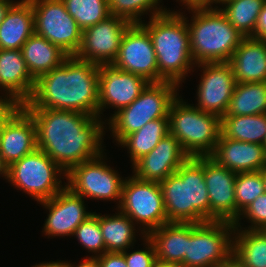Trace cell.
Segmentation results:
<instances>
[{"mask_svg":"<svg viewBox=\"0 0 266 267\" xmlns=\"http://www.w3.org/2000/svg\"><path fill=\"white\" fill-rule=\"evenodd\" d=\"M24 109L34 120L37 148L66 173L73 166L93 159L106 150L103 149L106 147L103 142L107 125L103 119L68 110Z\"/></svg>","mask_w":266,"mask_h":267,"instance_id":"1","label":"cell"},{"mask_svg":"<svg viewBox=\"0 0 266 267\" xmlns=\"http://www.w3.org/2000/svg\"><path fill=\"white\" fill-rule=\"evenodd\" d=\"M99 67L69 56L62 65L35 80L30 100L23 108L75 111L98 117Z\"/></svg>","mask_w":266,"mask_h":267,"instance_id":"2","label":"cell"},{"mask_svg":"<svg viewBox=\"0 0 266 267\" xmlns=\"http://www.w3.org/2000/svg\"><path fill=\"white\" fill-rule=\"evenodd\" d=\"M183 12L168 13L140 23L149 33L157 57L158 82L178 85L194 72L195 63L190 51L188 25ZM181 84V85H180Z\"/></svg>","mask_w":266,"mask_h":267,"instance_id":"3","label":"cell"},{"mask_svg":"<svg viewBox=\"0 0 266 267\" xmlns=\"http://www.w3.org/2000/svg\"><path fill=\"white\" fill-rule=\"evenodd\" d=\"M168 222L210 221V202L203 164L190 157L175 174L159 182Z\"/></svg>","mask_w":266,"mask_h":267,"instance_id":"4","label":"cell"},{"mask_svg":"<svg viewBox=\"0 0 266 267\" xmlns=\"http://www.w3.org/2000/svg\"><path fill=\"white\" fill-rule=\"evenodd\" d=\"M192 14L188 25L190 51L195 64L229 62L244 38L218 7H187Z\"/></svg>","mask_w":266,"mask_h":267,"instance_id":"5","label":"cell"},{"mask_svg":"<svg viewBox=\"0 0 266 267\" xmlns=\"http://www.w3.org/2000/svg\"><path fill=\"white\" fill-rule=\"evenodd\" d=\"M169 133L189 157L210 156L221 135V118L185 102L181 95L169 108Z\"/></svg>","mask_w":266,"mask_h":267,"instance_id":"6","label":"cell"},{"mask_svg":"<svg viewBox=\"0 0 266 267\" xmlns=\"http://www.w3.org/2000/svg\"><path fill=\"white\" fill-rule=\"evenodd\" d=\"M179 86L172 82H149L130 105L104 118L110 135L119 144L154 119L169 118V108L179 95Z\"/></svg>","mask_w":266,"mask_h":267,"instance_id":"7","label":"cell"},{"mask_svg":"<svg viewBox=\"0 0 266 267\" xmlns=\"http://www.w3.org/2000/svg\"><path fill=\"white\" fill-rule=\"evenodd\" d=\"M66 174L44 151L37 148L9 165L4 178L38 203L52 198L66 187V183L62 185L60 180L66 179Z\"/></svg>","mask_w":266,"mask_h":267,"instance_id":"8","label":"cell"},{"mask_svg":"<svg viewBox=\"0 0 266 267\" xmlns=\"http://www.w3.org/2000/svg\"><path fill=\"white\" fill-rule=\"evenodd\" d=\"M234 223L187 222V248L183 267H214L232 254Z\"/></svg>","mask_w":266,"mask_h":267,"instance_id":"9","label":"cell"},{"mask_svg":"<svg viewBox=\"0 0 266 267\" xmlns=\"http://www.w3.org/2000/svg\"><path fill=\"white\" fill-rule=\"evenodd\" d=\"M104 154L73 166L66 174V186L86 199L117 201L118 208L125 179L107 165Z\"/></svg>","mask_w":266,"mask_h":267,"instance_id":"10","label":"cell"},{"mask_svg":"<svg viewBox=\"0 0 266 267\" xmlns=\"http://www.w3.org/2000/svg\"><path fill=\"white\" fill-rule=\"evenodd\" d=\"M117 209L137 224L145 235L168 222L159 182L140 180L133 175L125 177Z\"/></svg>","mask_w":266,"mask_h":267,"instance_id":"11","label":"cell"},{"mask_svg":"<svg viewBox=\"0 0 266 267\" xmlns=\"http://www.w3.org/2000/svg\"><path fill=\"white\" fill-rule=\"evenodd\" d=\"M33 8L34 33L75 56L82 41V30L67 12L62 0H29Z\"/></svg>","mask_w":266,"mask_h":267,"instance_id":"12","label":"cell"},{"mask_svg":"<svg viewBox=\"0 0 266 267\" xmlns=\"http://www.w3.org/2000/svg\"><path fill=\"white\" fill-rule=\"evenodd\" d=\"M121 17L110 15L82 31V41L75 57L96 65L112 64L119 53L123 35L131 25Z\"/></svg>","mask_w":266,"mask_h":267,"instance_id":"13","label":"cell"},{"mask_svg":"<svg viewBox=\"0 0 266 267\" xmlns=\"http://www.w3.org/2000/svg\"><path fill=\"white\" fill-rule=\"evenodd\" d=\"M202 69L197 86L195 107L222 118L226 115L236 81L228 62L200 63Z\"/></svg>","mask_w":266,"mask_h":267,"instance_id":"14","label":"cell"},{"mask_svg":"<svg viewBox=\"0 0 266 267\" xmlns=\"http://www.w3.org/2000/svg\"><path fill=\"white\" fill-rule=\"evenodd\" d=\"M112 64L122 71L142 76L148 82H158L156 53L148 31L140 23L128 27Z\"/></svg>","mask_w":266,"mask_h":267,"instance_id":"15","label":"cell"},{"mask_svg":"<svg viewBox=\"0 0 266 267\" xmlns=\"http://www.w3.org/2000/svg\"><path fill=\"white\" fill-rule=\"evenodd\" d=\"M98 117L109 107L114 114L136 100L149 83L144 77L122 71L113 64H100ZM102 114V115H101Z\"/></svg>","mask_w":266,"mask_h":267,"instance_id":"16","label":"cell"},{"mask_svg":"<svg viewBox=\"0 0 266 267\" xmlns=\"http://www.w3.org/2000/svg\"><path fill=\"white\" fill-rule=\"evenodd\" d=\"M202 164L210 202V221L236 222V172L219 165L210 156L196 157Z\"/></svg>","mask_w":266,"mask_h":267,"instance_id":"17","label":"cell"},{"mask_svg":"<svg viewBox=\"0 0 266 267\" xmlns=\"http://www.w3.org/2000/svg\"><path fill=\"white\" fill-rule=\"evenodd\" d=\"M39 204L49 211L42 229L48 238L72 237L76 228L94 213L86 211L84 198L74 194L67 186Z\"/></svg>","mask_w":266,"mask_h":267,"instance_id":"18","label":"cell"},{"mask_svg":"<svg viewBox=\"0 0 266 267\" xmlns=\"http://www.w3.org/2000/svg\"><path fill=\"white\" fill-rule=\"evenodd\" d=\"M37 149L36 126L20 106L4 123L0 134V163L6 169Z\"/></svg>","mask_w":266,"mask_h":267,"instance_id":"19","label":"cell"},{"mask_svg":"<svg viewBox=\"0 0 266 267\" xmlns=\"http://www.w3.org/2000/svg\"><path fill=\"white\" fill-rule=\"evenodd\" d=\"M189 158L178 139L169 133L150 153L131 165L132 175L140 180L160 182L175 174Z\"/></svg>","mask_w":266,"mask_h":267,"instance_id":"20","label":"cell"},{"mask_svg":"<svg viewBox=\"0 0 266 267\" xmlns=\"http://www.w3.org/2000/svg\"><path fill=\"white\" fill-rule=\"evenodd\" d=\"M34 86L35 79L27 69L21 49H0V91L5 93L0 98L23 106L30 100Z\"/></svg>","mask_w":266,"mask_h":267,"instance_id":"21","label":"cell"},{"mask_svg":"<svg viewBox=\"0 0 266 267\" xmlns=\"http://www.w3.org/2000/svg\"><path fill=\"white\" fill-rule=\"evenodd\" d=\"M210 157L236 173L260 171L266 166V148L263 144L237 141L222 134Z\"/></svg>","mask_w":266,"mask_h":267,"instance_id":"22","label":"cell"},{"mask_svg":"<svg viewBox=\"0 0 266 267\" xmlns=\"http://www.w3.org/2000/svg\"><path fill=\"white\" fill-rule=\"evenodd\" d=\"M228 63L236 82H266V40L244 37Z\"/></svg>","mask_w":266,"mask_h":267,"instance_id":"23","label":"cell"},{"mask_svg":"<svg viewBox=\"0 0 266 267\" xmlns=\"http://www.w3.org/2000/svg\"><path fill=\"white\" fill-rule=\"evenodd\" d=\"M34 33V16L29 0L16 1L0 24V49H21Z\"/></svg>","mask_w":266,"mask_h":267,"instance_id":"24","label":"cell"},{"mask_svg":"<svg viewBox=\"0 0 266 267\" xmlns=\"http://www.w3.org/2000/svg\"><path fill=\"white\" fill-rule=\"evenodd\" d=\"M147 237L154 245L158 262L183 266L187 248V222H167L151 230Z\"/></svg>","mask_w":266,"mask_h":267,"instance_id":"25","label":"cell"},{"mask_svg":"<svg viewBox=\"0 0 266 267\" xmlns=\"http://www.w3.org/2000/svg\"><path fill=\"white\" fill-rule=\"evenodd\" d=\"M27 69L36 80L44 73L59 67L69 57L60 47L33 33L21 47Z\"/></svg>","mask_w":266,"mask_h":267,"instance_id":"26","label":"cell"},{"mask_svg":"<svg viewBox=\"0 0 266 267\" xmlns=\"http://www.w3.org/2000/svg\"><path fill=\"white\" fill-rule=\"evenodd\" d=\"M113 215L99 214V226L105 243L106 252H123L136 244V232L144 237L145 234L140 231L136 224L118 209ZM137 228V230H136ZM139 231V232H138Z\"/></svg>","mask_w":266,"mask_h":267,"instance_id":"27","label":"cell"},{"mask_svg":"<svg viewBox=\"0 0 266 267\" xmlns=\"http://www.w3.org/2000/svg\"><path fill=\"white\" fill-rule=\"evenodd\" d=\"M169 134V118L154 119L126 136L118 145L127 148L132 165L150 153Z\"/></svg>","mask_w":266,"mask_h":267,"instance_id":"28","label":"cell"},{"mask_svg":"<svg viewBox=\"0 0 266 267\" xmlns=\"http://www.w3.org/2000/svg\"><path fill=\"white\" fill-rule=\"evenodd\" d=\"M266 113V82H236L225 116Z\"/></svg>","mask_w":266,"mask_h":267,"instance_id":"29","label":"cell"},{"mask_svg":"<svg viewBox=\"0 0 266 267\" xmlns=\"http://www.w3.org/2000/svg\"><path fill=\"white\" fill-rule=\"evenodd\" d=\"M221 134L225 138L264 145L266 140V113L223 116L221 118Z\"/></svg>","mask_w":266,"mask_h":267,"instance_id":"30","label":"cell"},{"mask_svg":"<svg viewBox=\"0 0 266 267\" xmlns=\"http://www.w3.org/2000/svg\"><path fill=\"white\" fill-rule=\"evenodd\" d=\"M232 254L244 267H266V235L261 230L234 229Z\"/></svg>","mask_w":266,"mask_h":267,"instance_id":"31","label":"cell"},{"mask_svg":"<svg viewBox=\"0 0 266 267\" xmlns=\"http://www.w3.org/2000/svg\"><path fill=\"white\" fill-rule=\"evenodd\" d=\"M266 0H228L218 8L244 37H254L257 20Z\"/></svg>","mask_w":266,"mask_h":267,"instance_id":"32","label":"cell"},{"mask_svg":"<svg viewBox=\"0 0 266 267\" xmlns=\"http://www.w3.org/2000/svg\"><path fill=\"white\" fill-rule=\"evenodd\" d=\"M162 0H108L111 15L126 19L130 23H142V16L149 18L162 15L171 10L160 5ZM150 12V13H149Z\"/></svg>","mask_w":266,"mask_h":267,"instance_id":"33","label":"cell"},{"mask_svg":"<svg viewBox=\"0 0 266 267\" xmlns=\"http://www.w3.org/2000/svg\"><path fill=\"white\" fill-rule=\"evenodd\" d=\"M82 31L110 16L108 0H62Z\"/></svg>","mask_w":266,"mask_h":267,"instance_id":"34","label":"cell"},{"mask_svg":"<svg viewBox=\"0 0 266 267\" xmlns=\"http://www.w3.org/2000/svg\"><path fill=\"white\" fill-rule=\"evenodd\" d=\"M264 192L262 170L255 172H240L236 174V221L239 218L240 213Z\"/></svg>","mask_w":266,"mask_h":267,"instance_id":"35","label":"cell"},{"mask_svg":"<svg viewBox=\"0 0 266 267\" xmlns=\"http://www.w3.org/2000/svg\"><path fill=\"white\" fill-rule=\"evenodd\" d=\"M75 237L80 246L90 253L91 257H98L106 252L102 232L99 226V213L94 212L87 220L82 222L74 231Z\"/></svg>","mask_w":266,"mask_h":267,"instance_id":"36","label":"cell"},{"mask_svg":"<svg viewBox=\"0 0 266 267\" xmlns=\"http://www.w3.org/2000/svg\"><path fill=\"white\" fill-rule=\"evenodd\" d=\"M246 218L247 227H242L241 220ZM235 229L245 230H261L266 228V192L256 198L244 211L239 215V218L234 223Z\"/></svg>","mask_w":266,"mask_h":267,"instance_id":"37","label":"cell"},{"mask_svg":"<svg viewBox=\"0 0 266 267\" xmlns=\"http://www.w3.org/2000/svg\"><path fill=\"white\" fill-rule=\"evenodd\" d=\"M142 240L144 241L143 249H138L131 251L126 249L125 251L121 252L124 255V258L126 260L127 267H154L157 259H156V253L155 248L152 243V241L145 235L142 237Z\"/></svg>","mask_w":266,"mask_h":267,"instance_id":"38","label":"cell"},{"mask_svg":"<svg viewBox=\"0 0 266 267\" xmlns=\"http://www.w3.org/2000/svg\"><path fill=\"white\" fill-rule=\"evenodd\" d=\"M100 267H127L121 252H105L97 257Z\"/></svg>","mask_w":266,"mask_h":267,"instance_id":"39","label":"cell"},{"mask_svg":"<svg viewBox=\"0 0 266 267\" xmlns=\"http://www.w3.org/2000/svg\"><path fill=\"white\" fill-rule=\"evenodd\" d=\"M20 107V105L11 99L0 98V134L4 123Z\"/></svg>","mask_w":266,"mask_h":267,"instance_id":"40","label":"cell"},{"mask_svg":"<svg viewBox=\"0 0 266 267\" xmlns=\"http://www.w3.org/2000/svg\"><path fill=\"white\" fill-rule=\"evenodd\" d=\"M255 38L266 40V2L258 16Z\"/></svg>","mask_w":266,"mask_h":267,"instance_id":"41","label":"cell"},{"mask_svg":"<svg viewBox=\"0 0 266 267\" xmlns=\"http://www.w3.org/2000/svg\"><path fill=\"white\" fill-rule=\"evenodd\" d=\"M182 5L187 7H196V6H214V0H177Z\"/></svg>","mask_w":266,"mask_h":267,"instance_id":"42","label":"cell"},{"mask_svg":"<svg viewBox=\"0 0 266 267\" xmlns=\"http://www.w3.org/2000/svg\"><path fill=\"white\" fill-rule=\"evenodd\" d=\"M82 260L77 265L76 263H70V267H100L97 257L86 256Z\"/></svg>","mask_w":266,"mask_h":267,"instance_id":"43","label":"cell"},{"mask_svg":"<svg viewBox=\"0 0 266 267\" xmlns=\"http://www.w3.org/2000/svg\"><path fill=\"white\" fill-rule=\"evenodd\" d=\"M214 267H244V266L233 254H231L226 260L218 263Z\"/></svg>","mask_w":266,"mask_h":267,"instance_id":"44","label":"cell"},{"mask_svg":"<svg viewBox=\"0 0 266 267\" xmlns=\"http://www.w3.org/2000/svg\"><path fill=\"white\" fill-rule=\"evenodd\" d=\"M31 267H70V262L68 261H49V262H40L39 264H35Z\"/></svg>","mask_w":266,"mask_h":267,"instance_id":"45","label":"cell"},{"mask_svg":"<svg viewBox=\"0 0 266 267\" xmlns=\"http://www.w3.org/2000/svg\"><path fill=\"white\" fill-rule=\"evenodd\" d=\"M15 2L16 1H14V0H9V1L0 3V24L3 22L6 13L8 12V10L11 8V6Z\"/></svg>","mask_w":266,"mask_h":267,"instance_id":"46","label":"cell"},{"mask_svg":"<svg viewBox=\"0 0 266 267\" xmlns=\"http://www.w3.org/2000/svg\"><path fill=\"white\" fill-rule=\"evenodd\" d=\"M154 267H183L181 264L156 262Z\"/></svg>","mask_w":266,"mask_h":267,"instance_id":"47","label":"cell"},{"mask_svg":"<svg viewBox=\"0 0 266 267\" xmlns=\"http://www.w3.org/2000/svg\"><path fill=\"white\" fill-rule=\"evenodd\" d=\"M262 180L264 184V190L266 192V166L262 169Z\"/></svg>","mask_w":266,"mask_h":267,"instance_id":"48","label":"cell"},{"mask_svg":"<svg viewBox=\"0 0 266 267\" xmlns=\"http://www.w3.org/2000/svg\"><path fill=\"white\" fill-rule=\"evenodd\" d=\"M0 176L5 177V168L1 165V163H0Z\"/></svg>","mask_w":266,"mask_h":267,"instance_id":"49","label":"cell"},{"mask_svg":"<svg viewBox=\"0 0 266 267\" xmlns=\"http://www.w3.org/2000/svg\"><path fill=\"white\" fill-rule=\"evenodd\" d=\"M226 1H228V0H214V3H215L214 7H218L217 4H222V3L226 2Z\"/></svg>","mask_w":266,"mask_h":267,"instance_id":"50","label":"cell"},{"mask_svg":"<svg viewBox=\"0 0 266 267\" xmlns=\"http://www.w3.org/2000/svg\"><path fill=\"white\" fill-rule=\"evenodd\" d=\"M261 231L266 235V228L261 229Z\"/></svg>","mask_w":266,"mask_h":267,"instance_id":"51","label":"cell"},{"mask_svg":"<svg viewBox=\"0 0 266 267\" xmlns=\"http://www.w3.org/2000/svg\"><path fill=\"white\" fill-rule=\"evenodd\" d=\"M6 1H9V0H0V3H2V2H6Z\"/></svg>","mask_w":266,"mask_h":267,"instance_id":"52","label":"cell"}]
</instances>
